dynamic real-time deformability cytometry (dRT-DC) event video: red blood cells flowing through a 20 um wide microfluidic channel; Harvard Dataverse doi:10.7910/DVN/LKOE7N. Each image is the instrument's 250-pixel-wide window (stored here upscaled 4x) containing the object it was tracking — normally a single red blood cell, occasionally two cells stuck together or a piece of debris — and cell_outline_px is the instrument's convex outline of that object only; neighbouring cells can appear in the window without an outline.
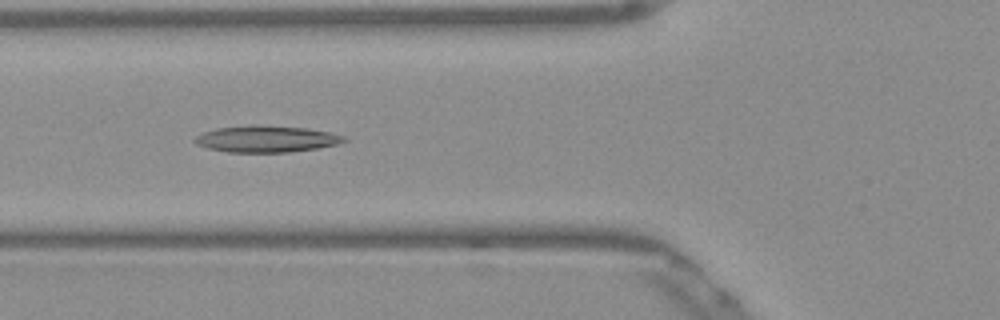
{"species": "Egyptian fruit bat (a non-hibernating species)", "species_latin": "Rousettus aegyptiacus", "temperature_condition": "warm", "stored_images_in_passage": 39, "camera_frame_rate_fps": 3000, "um_per_image_px": 0.085, "frame": {"image": 1, "passage_image": 6, "time_ms": 1.667, "image_size_px": [1000, 320], "cell_outline_px": [[348, 140], [336, 144], [316, 148], [288, 152], [228, 152], [208, 148], [196, 144], [192, 140], [196, 136], [204, 132], [216, 128], [252, 124], [308, 128], [328, 132], [344, 136]], "centroid_in_image_um": [22.6, 11.8], "position_along_channel_um": 103.2, "area_um2": 23.06}}
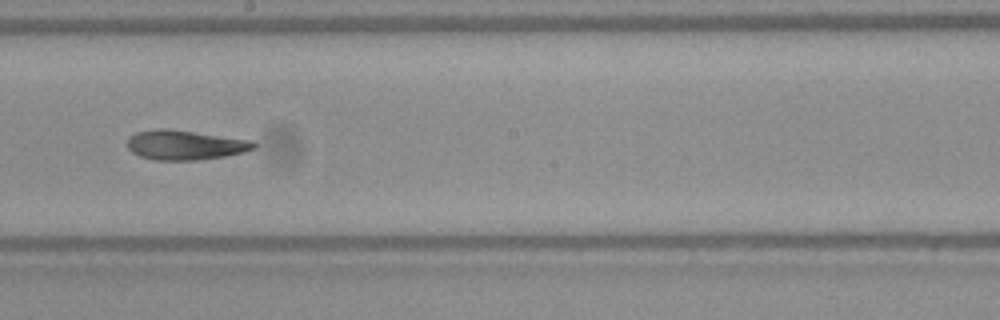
{"frame": {"image": 2, "passage_image": 16, "time_ms": 5.0, "image_size_px": [1000, 320], "cell_outline_px": [[256, 148], [244, 152], [224, 156], [196, 160], [152, 160], [140, 156], [132, 152], [128, 148], [128, 136], [136, 132], [156, 128], [168, 128], [252, 140], [256, 144]], "centroid_in_image_um": [15.71, 12.31], "position_along_channel_um": 232.5, "area_um2": 21.96}}
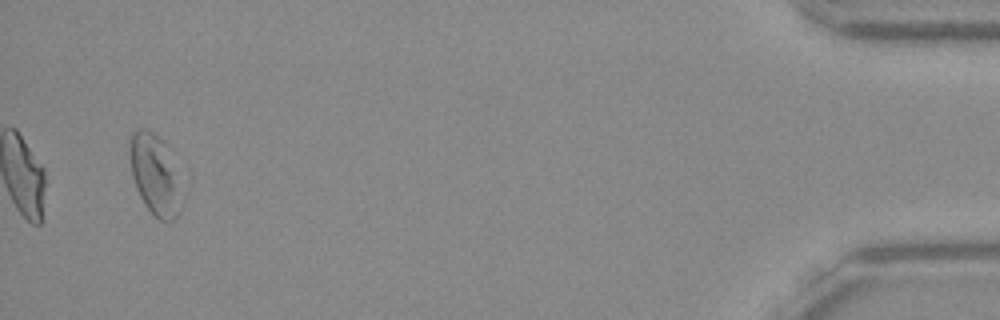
{"frame": {"image": 3, "passage_image": 37, "time_ms": 12.0, "image_size_px": [1000, 320], "cell_outline_px": [[180, 208], [176, 216], [172, 220], [160, 220], [152, 216], [144, 204], [136, 188], [132, 176], [128, 152], [128, 144], [132, 132], [140, 128], [148, 128], [164, 140]], "centroid_in_image_um": [13.01, 14.79], "position_along_channel_um": 422.2, "area_um2": 23.06}, "authors_computed_cell_mechanics": {"area_um2": 21.9062, "velocity_mm_per_s": 3.8603, "shape_relaxation_time_tau1_ms": null, "shape_relaxation_time_tau2_ms": 3.907, "deformation_change_tau1": null, "deformation_change_tau2": 0.1256}}